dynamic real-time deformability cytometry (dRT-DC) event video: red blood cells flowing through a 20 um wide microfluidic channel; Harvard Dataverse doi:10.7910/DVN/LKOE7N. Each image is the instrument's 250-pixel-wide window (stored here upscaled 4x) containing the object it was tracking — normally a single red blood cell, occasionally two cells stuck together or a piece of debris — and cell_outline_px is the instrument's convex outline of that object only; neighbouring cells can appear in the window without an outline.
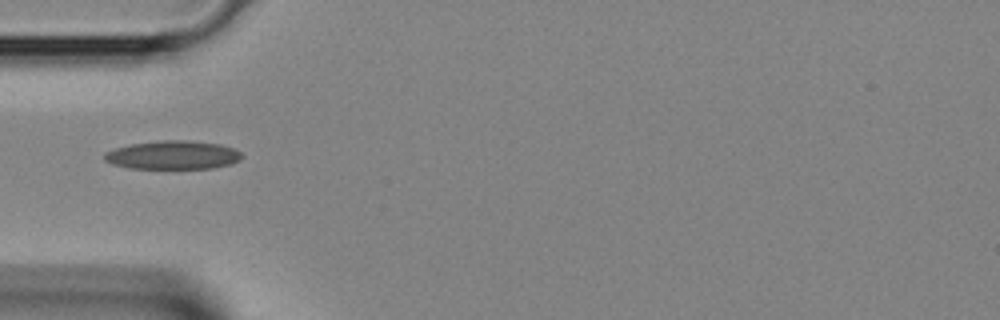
{"species": "Egyptian fruit bat (a non-hibernating species)", "species_latin": "Rousettus aegyptiacus", "temperature_condition": "room temperature", "stored_images_in_passage": 4, "camera_frame_rate_fps": 3000, "um_per_image_px": 0.085, "animal": {"sex": "female"}, "frame": {"image": 1, "passage_image": 4, "time_ms": 1.0, "image_size_px": [1000, 320], "cell_outline_px": [[244, 156], [240, 160], [232, 164], [212, 168], [128, 168], [112, 164], [104, 160], [104, 152], [116, 148], [132, 144], [160, 140], [188, 140], [220, 144], [232, 148], [240, 152]], "centroid_in_image_um": [14.7, 13.18], "position_along_channel_um": 70.3, "area_um2": 22.89}}